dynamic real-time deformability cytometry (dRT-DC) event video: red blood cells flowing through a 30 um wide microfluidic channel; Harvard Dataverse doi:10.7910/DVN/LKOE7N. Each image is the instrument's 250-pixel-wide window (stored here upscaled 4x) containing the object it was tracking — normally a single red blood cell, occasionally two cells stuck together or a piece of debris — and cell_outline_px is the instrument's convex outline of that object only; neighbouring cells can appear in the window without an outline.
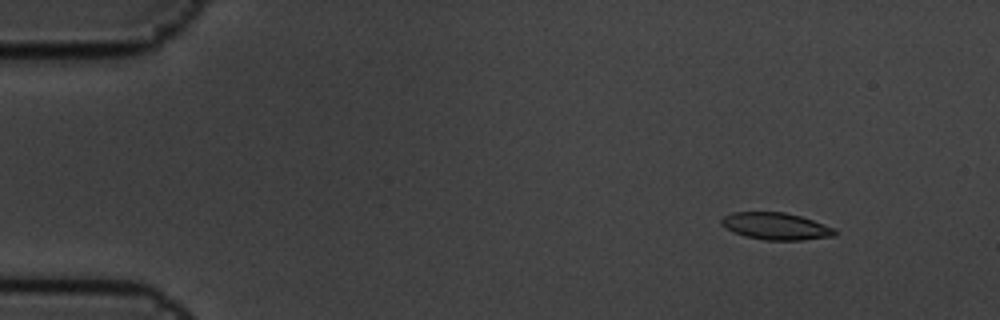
{"species": "common noctule bat (a hibernating species)", "species_latin": "Nyctalus noctula", "temperature_condition": "cold", "stored_images_in_passage": 5, "camera_frame_rate_fps": 3000, "um_per_image_px": 0.085, "animal": {"sex": "male", "body_mass_g": 19.5, "forearm_length_mm": 54.6}, "frame": {"image": 1, "passage_image": 2, "time_ms": 0.333, "image_size_px": [1000, 320], "cell_outline_px": [[840, 232], [836, 236], [800, 240], [764, 240], [744, 236], [732, 232], [724, 228], [720, 224], [720, 220], [724, 216], [732, 212], [784, 212], [800, 216], [836, 228]], "centroid_in_image_um": [65.95, 19.23], "position_along_channel_um": 19.0, "area_um2": 18.15}}
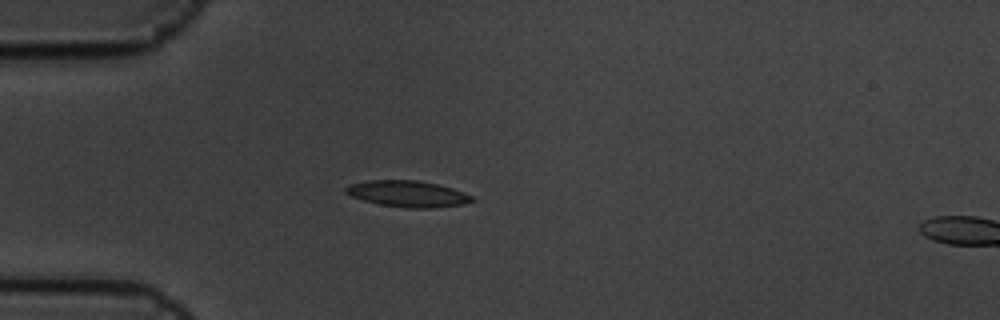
{"frame": {"image": 2, "passage_image": 4, "time_ms": 1.0, "image_size_px": [1000, 320], "cell_outline_px": [[476, 200], [464, 204], [432, 208], [404, 208], [380, 204], [364, 200], [352, 196], [344, 192], [344, 188], [348, 184], [368, 180], [416, 180], [436, 184], [452, 188], [464, 192], [472, 196]], "centroid_in_image_um": [34.65, 16.47], "position_along_channel_um": 50.4, "area_um2": 19.36}}